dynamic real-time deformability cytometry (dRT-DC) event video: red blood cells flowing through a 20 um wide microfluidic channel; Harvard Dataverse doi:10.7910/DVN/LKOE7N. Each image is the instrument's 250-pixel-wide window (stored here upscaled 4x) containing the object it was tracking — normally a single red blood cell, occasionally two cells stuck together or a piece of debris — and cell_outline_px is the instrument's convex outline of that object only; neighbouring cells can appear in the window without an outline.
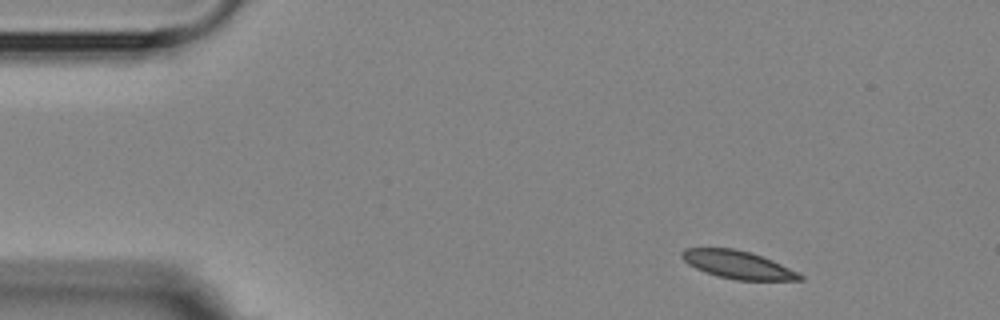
{"species": "Egyptian fruit bat (a non-hibernating species)", "species_latin": "Rousettus aegyptiacus", "temperature_condition": "room temperature", "stored_images_in_passage": 3, "camera_frame_rate_fps": 3000, "um_per_image_px": 0.085, "animal": {"sex": "female"}, "frame": {"image": 1, "passage_image": 1, "time_ms": 0.0, "image_size_px": [1000, 320], "cell_outline_px": [[804, 280], [736, 280], [716, 276], [704, 272], [688, 264], [680, 256], [680, 252], [684, 248], [732, 248], [752, 252], [772, 260], [800, 272], [804, 276]], "centroid_in_image_um": [62.73, 22.5], "position_along_channel_um": 22.3, "area_um2": 19.42}}